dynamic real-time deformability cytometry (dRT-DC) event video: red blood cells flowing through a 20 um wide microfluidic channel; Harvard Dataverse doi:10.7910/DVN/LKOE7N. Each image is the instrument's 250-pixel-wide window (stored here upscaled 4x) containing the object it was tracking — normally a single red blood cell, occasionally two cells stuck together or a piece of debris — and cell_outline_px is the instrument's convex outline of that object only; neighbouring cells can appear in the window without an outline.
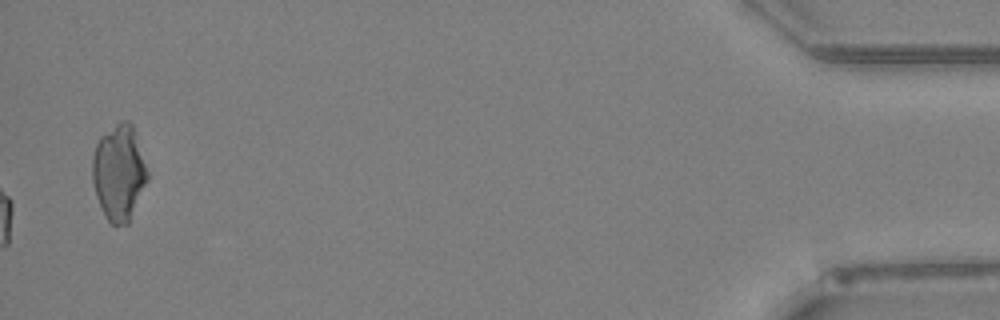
{"species": "Egyptian fruit bat (a non-hibernating species)", "species_latin": "Rousettus aegyptiacus", "temperature_condition": "warm", "stored_images_in_passage": 46, "camera_frame_rate_fps": 3000, "um_per_image_px": 0.085, "animal": {"sex": "female"}, "frame": {"image": 1, "passage_image": 46, "time_ms": 15.0, "image_size_px": [1000, 320], "cell_outline_px": [[148, 180], [128, 224], [112, 224], [104, 216], [96, 196], [92, 180], [92, 156], [96, 144], [100, 136], [120, 120], [128, 120], [132, 124], [148, 172]], "centroid_in_image_um": [10.1, 14.66], "position_along_channel_um": 425.1, "area_um2": 30.69}}